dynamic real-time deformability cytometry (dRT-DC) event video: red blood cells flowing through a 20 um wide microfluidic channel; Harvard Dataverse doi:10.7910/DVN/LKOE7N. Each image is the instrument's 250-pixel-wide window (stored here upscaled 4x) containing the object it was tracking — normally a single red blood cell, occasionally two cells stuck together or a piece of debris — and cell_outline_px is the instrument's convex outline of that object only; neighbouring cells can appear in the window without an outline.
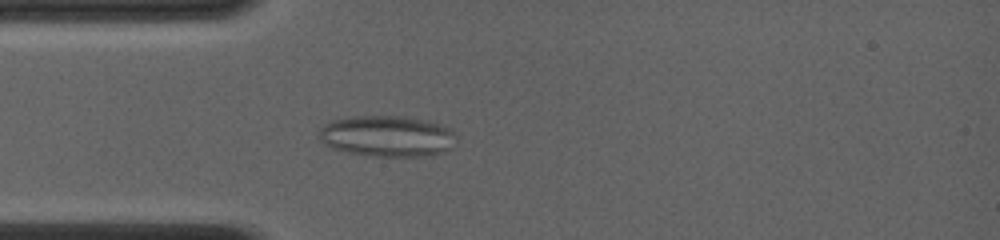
{"species": "common noctule bat (a hibernating species)", "species_latin": "Nyctalus noctula", "temperature_condition": "room temperature", "stored_images_in_passage": 47, "camera_frame_rate_fps": 4000, "um_per_image_px": 0.085, "animal": {"sex": "female", "body_mass_g": 19.0, "forearm_length_mm": 56.7}, "frame": {"image": 1, "passage_image": 5, "time_ms": 2.0, "image_size_px": [1000, 240], "cell_outline_px": [[456, 136], [452, 148], [444, 152], [424, 156], [376, 156], [348, 152], [332, 148], [324, 144], [320, 140], [320, 128], [324, 124], [332, 120], [352, 116], [408, 116], [428, 120], [452, 128]], "centroid_in_image_um": [32.94, 11.56], "position_along_channel_um": 52.1, "area_um2": 33.12}}
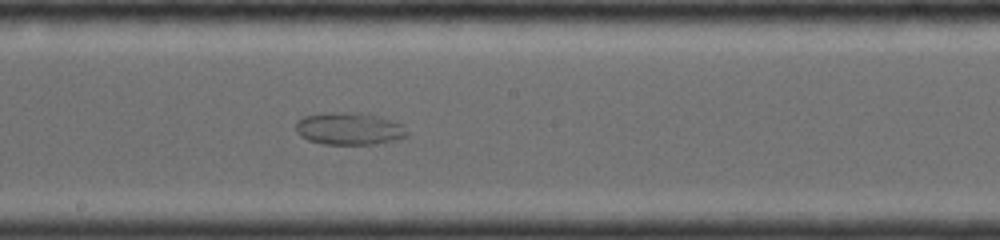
{"frame": {"image": 2, "passage_image": 21, "time_ms": 6.25, "image_size_px": [1000, 240], "cell_outline_px": [[408, 136], [396, 140], [376, 144], [324, 144], [308, 140], [300, 136], [296, 132], [296, 120], [304, 116], [324, 112], [360, 112], [404, 124], [408, 132]], "centroid_in_image_um": [29.67, 10.93], "position_along_channel_um": 218.5, "area_um2": 21.21}}
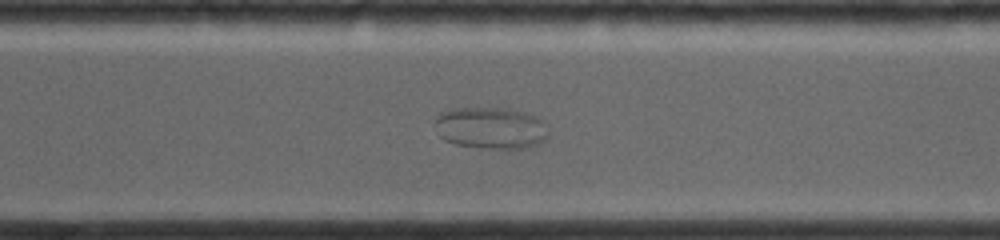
{"frame": {"image": 3, "passage_image": 32, "time_ms": 9.0, "image_size_px": [1000, 240], "cell_outline_px": [[548, 136], [544, 140], [528, 148], [484, 148], [456, 144], [444, 140], [440, 136], [432, 124], [436, 116], [444, 112], [456, 108], [496, 108], [524, 112], [540, 120], [548, 132]], "centroid_in_image_um": [41.65, 10.89], "position_along_channel_um": 328.9, "area_um2": 27.28}}